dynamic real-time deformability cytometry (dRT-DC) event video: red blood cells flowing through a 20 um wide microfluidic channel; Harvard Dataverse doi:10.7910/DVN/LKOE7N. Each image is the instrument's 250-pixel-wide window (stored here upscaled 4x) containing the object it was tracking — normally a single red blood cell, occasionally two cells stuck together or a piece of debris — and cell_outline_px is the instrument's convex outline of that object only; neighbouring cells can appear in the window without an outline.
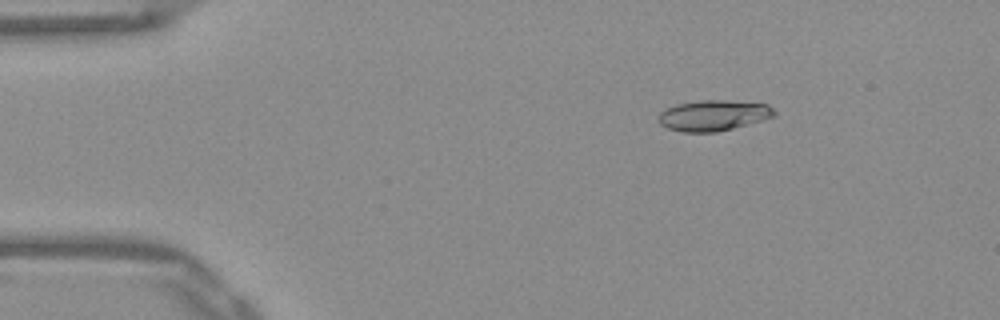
{"species": "Egyptian fruit bat (a non-hibernating species)", "species_latin": "Rousettus aegyptiacus", "temperature_condition": "warm", "stored_images_in_passage": 51, "camera_frame_rate_fps": 3000, "um_per_image_px": 0.085, "frame": {"image": 1, "passage_image": 7, "time_ms": 2.0, "image_size_px": [1000, 320], "cell_outline_px": [[776, 116], [732, 128], [716, 132], [684, 132], [668, 128], [660, 124], [656, 116], [660, 112], [676, 104], [700, 100], [728, 100], [768, 104], [776, 112]], "centroid_in_image_um": [60.62, 9.8], "position_along_channel_um": 24.4, "area_um2": 20.69}}
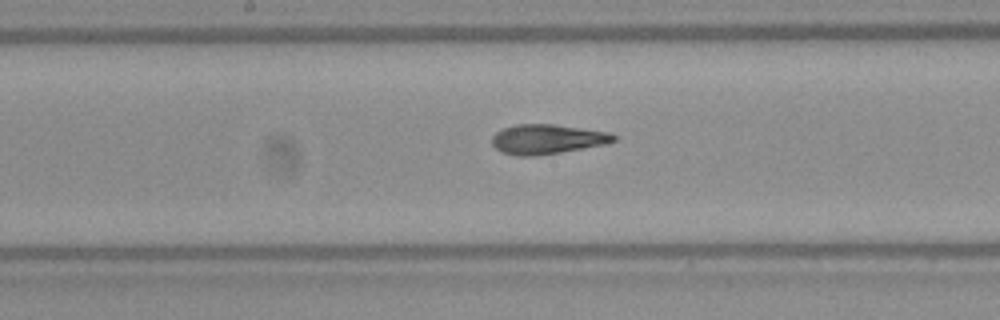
{"frame": {"image": 2, "passage_image": 26, "time_ms": 8.333, "image_size_px": [1000, 320], "cell_outline_px": [[616, 140], [604, 144], [560, 152], [536, 156], [516, 156], [500, 152], [492, 144], [492, 136], [496, 132], [504, 128], [516, 124], [552, 124], [608, 132], [616, 136]], "centroid_in_image_um": [46.45, 11.83], "position_along_channel_um": 201.7, "area_um2": 20.87}}
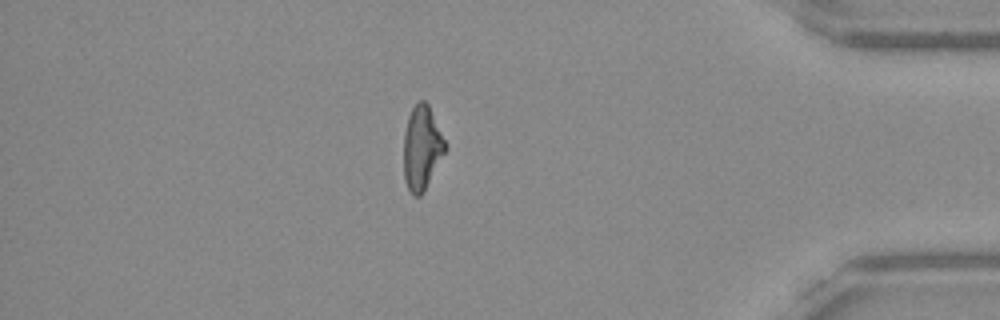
{"frame": {"image": 3, "passage_image": 44, "time_ms": 14.333, "image_size_px": [1000, 320], "cell_outline_px": [[448, 148], [420, 196], [412, 196], [404, 180], [404, 132], [408, 116], [412, 108], [420, 100], [424, 100], [428, 104], [448, 144]], "centroid_in_image_um": [35.87, 12.55], "position_along_channel_um": 399.3, "area_um2": 20.4}, "authors_computed_cell_mechanics": {"area_um2": 20.6924, "velocity_mm_per_s": 3.9122, "shape_relaxation_time_tau1_ms": null, "shape_relaxation_time_tau2_ms": 1.8564, "deformation_change_tau1": null, "deformation_change_tau2": 0.0909}}